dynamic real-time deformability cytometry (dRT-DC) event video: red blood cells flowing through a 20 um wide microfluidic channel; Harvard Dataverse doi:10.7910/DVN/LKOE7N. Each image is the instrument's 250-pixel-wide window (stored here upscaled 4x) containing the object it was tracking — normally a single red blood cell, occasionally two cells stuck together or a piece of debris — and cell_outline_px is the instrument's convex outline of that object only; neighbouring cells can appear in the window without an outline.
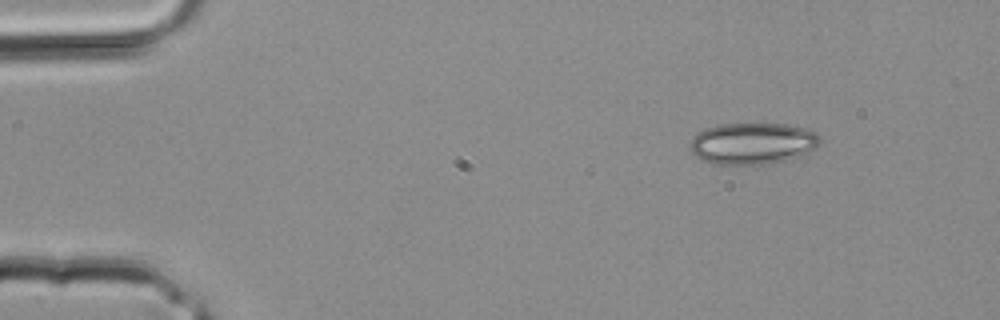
{"species": "common noctule bat (a hibernating species)", "species_latin": "Nyctalus noctula", "temperature_condition": "room temperature", "stored_images_in_passage": 3, "camera_frame_rate_fps": 3000, "um_per_image_px": 0.085, "animal": {"sex": "male", "body_mass_g": 20.4}, "frame": {"image": 1, "passage_image": 1, "time_ms": 0.0, "image_size_px": [1000, 320], "cell_outline_px": [[824, 140], [816, 148], [808, 152], [784, 160], [768, 164], [712, 164], [700, 160], [688, 148], [692, 136], [704, 128], [720, 124], [788, 124], [804, 128], [816, 132]], "centroid_in_image_um": [63.95, 12.19], "position_along_channel_um": 21.1, "area_um2": 31.79}}